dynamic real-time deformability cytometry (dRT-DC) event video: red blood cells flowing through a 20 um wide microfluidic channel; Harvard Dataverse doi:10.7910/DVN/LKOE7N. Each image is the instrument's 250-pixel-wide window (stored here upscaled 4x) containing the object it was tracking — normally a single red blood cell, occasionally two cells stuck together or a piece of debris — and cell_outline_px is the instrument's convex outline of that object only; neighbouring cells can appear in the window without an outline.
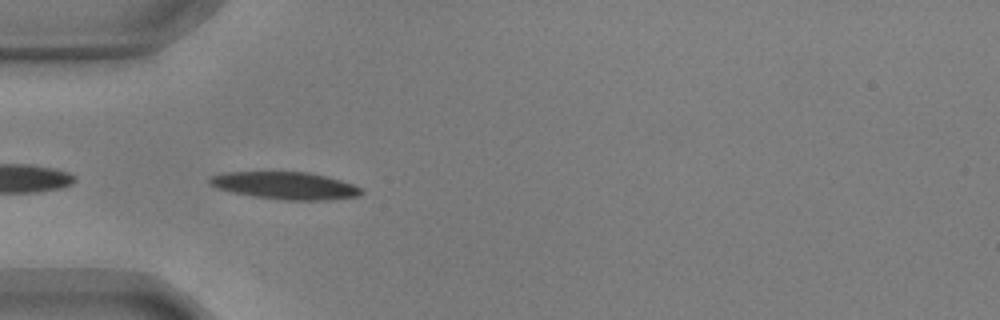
{"species": "common noctule bat (a hibernating species)", "species_latin": "Nyctalus noctula", "temperature_condition": "warm", "stored_images_in_passage": 39, "camera_frame_rate_fps": 3000, "um_per_image_px": 0.085, "animal": {"sex": "male", "body_mass_g": 17.9, "forearm_length_mm": 54.2}, "frame": {"image": 1, "passage_image": 2, "time_ms": 0.333, "image_size_px": [1000, 320], "cell_outline_px": [[364, 192], [360, 196], [328, 200], [280, 200], [252, 196], [232, 192], [216, 188], [208, 184], [208, 180], [212, 176], [224, 172], [308, 172], [340, 180], [352, 184], [360, 188]], "centroid_in_image_um": [24.22, 15.78], "position_along_channel_um": 60.8, "area_um2": 24.22}}
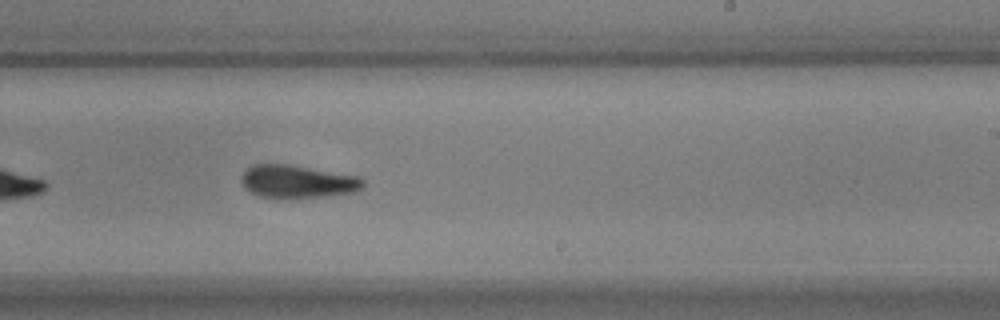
{"frame": {"image": 2, "passage_image": 19, "time_ms": 6.0, "image_size_px": [1000, 320], "cell_outline_px": [[364, 188], [356, 192], [324, 196], [288, 200], [280, 200], [260, 196], [244, 188], [240, 180], [240, 176], [252, 164], [288, 164], [360, 176], [364, 180]], "centroid_in_image_um": [25.29, 15.46], "position_along_channel_um": 263.7, "area_um2": 24.04}}
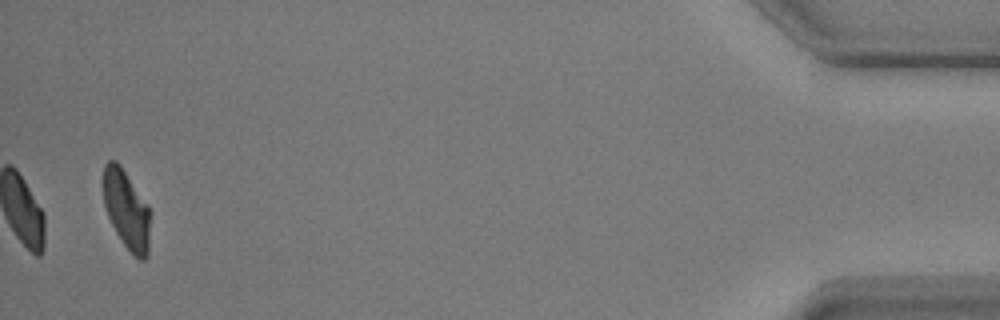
{"frame": {"image": 3, "passage_image": 39, "time_ms": 12.667, "image_size_px": [1000, 320], "cell_outline_px": [[148, 256], [144, 260], [140, 260], [124, 244], [116, 232], [108, 216], [104, 204], [104, 164], [108, 160], [116, 160], [120, 164], [148, 204]], "centroid_in_image_um": [10.74, 17.77], "position_along_channel_um": 424.5, "area_um2": 21.04}, "authors_computed_cell_mechanics": {"area_um2": 23.698, "velocity_mm_per_s": 3.6242, "shape_relaxation_time_tau1_ms": 9.8787, "shape_relaxation_time_tau2_ms": 4.1848, "deformation_change_tau1": 0.2342, "deformation_change_tau2": 0.1137}}